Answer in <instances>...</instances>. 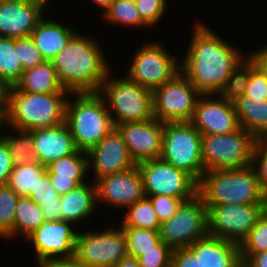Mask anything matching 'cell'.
Instances as JSON below:
<instances>
[{
  "label": "cell",
  "mask_w": 267,
  "mask_h": 267,
  "mask_svg": "<svg viewBox=\"0 0 267 267\" xmlns=\"http://www.w3.org/2000/svg\"><path fill=\"white\" fill-rule=\"evenodd\" d=\"M65 123L78 150L88 152L114 128L105 99L99 92L70 93Z\"/></svg>",
  "instance_id": "5b68a950"
},
{
  "label": "cell",
  "mask_w": 267,
  "mask_h": 267,
  "mask_svg": "<svg viewBox=\"0 0 267 267\" xmlns=\"http://www.w3.org/2000/svg\"><path fill=\"white\" fill-rule=\"evenodd\" d=\"M44 221L45 218L41 207L29 196H20L15 209L12 240L16 241L18 240L17 238L20 237L23 238L21 240H25L29 235L35 232Z\"/></svg>",
  "instance_id": "4316f807"
},
{
  "label": "cell",
  "mask_w": 267,
  "mask_h": 267,
  "mask_svg": "<svg viewBox=\"0 0 267 267\" xmlns=\"http://www.w3.org/2000/svg\"><path fill=\"white\" fill-rule=\"evenodd\" d=\"M29 132L33 137L37 161L45 167L61 157L78 151L70 128L66 123L34 129Z\"/></svg>",
  "instance_id": "44dd1931"
},
{
  "label": "cell",
  "mask_w": 267,
  "mask_h": 267,
  "mask_svg": "<svg viewBox=\"0 0 267 267\" xmlns=\"http://www.w3.org/2000/svg\"><path fill=\"white\" fill-rule=\"evenodd\" d=\"M114 267H141L138 259L132 256H127L121 259Z\"/></svg>",
  "instance_id": "f5cc1de1"
},
{
  "label": "cell",
  "mask_w": 267,
  "mask_h": 267,
  "mask_svg": "<svg viewBox=\"0 0 267 267\" xmlns=\"http://www.w3.org/2000/svg\"><path fill=\"white\" fill-rule=\"evenodd\" d=\"M46 167L38 161L16 165L13 167L7 185L19 196H28L35 189Z\"/></svg>",
  "instance_id": "1f68e13d"
},
{
  "label": "cell",
  "mask_w": 267,
  "mask_h": 267,
  "mask_svg": "<svg viewBox=\"0 0 267 267\" xmlns=\"http://www.w3.org/2000/svg\"><path fill=\"white\" fill-rule=\"evenodd\" d=\"M90 35L78 31L52 59L60 84L70 93L99 92L112 69L104 46Z\"/></svg>",
  "instance_id": "7a4b0ae2"
},
{
  "label": "cell",
  "mask_w": 267,
  "mask_h": 267,
  "mask_svg": "<svg viewBox=\"0 0 267 267\" xmlns=\"http://www.w3.org/2000/svg\"><path fill=\"white\" fill-rule=\"evenodd\" d=\"M120 217L118 225L121 227L142 228L159 230L161 222L153 209L152 203L147 196L128 206ZM123 218V219H121Z\"/></svg>",
  "instance_id": "f1b7e54d"
},
{
  "label": "cell",
  "mask_w": 267,
  "mask_h": 267,
  "mask_svg": "<svg viewBox=\"0 0 267 267\" xmlns=\"http://www.w3.org/2000/svg\"><path fill=\"white\" fill-rule=\"evenodd\" d=\"M147 197L150 199L160 222L171 218L183 202L182 199L168 195H151Z\"/></svg>",
  "instance_id": "7bdbcfd3"
},
{
  "label": "cell",
  "mask_w": 267,
  "mask_h": 267,
  "mask_svg": "<svg viewBox=\"0 0 267 267\" xmlns=\"http://www.w3.org/2000/svg\"><path fill=\"white\" fill-rule=\"evenodd\" d=\"M47 174H57V177L89 178L87 152H77L61 157L46 166Z\"/></svg>",
  "instance_id": "d6a6232c"
},
{
  "label": "cell",
  "mask_w": 267,
  "mask_h": 267,
  "mask_svg": "<svg viewBox=\"0 0 267 267\" xmlns=\"http://www.w3.org/2000/svg\"><path fill=\"white\" fill-rule=\"evenodd\" d=\"M190 123L201 134H226L240 128L234 103L219 94L200 95Z\"/></svg>",
  "instance_id": "ac0fdd59"
},
{
  "label": "cell",
  "mask_w": 267,
  "mask_h": 267,
  "mask_svg": "<svg viewBox=\"0 0 267 267\" xmlns=\"http://www.w3.org/2000/svg\"><path fill=\"white\" fill-rule=\"evenodd\" d=\"M14 165L10 156L8 146L2 139L0 141V185L8 183Z\"/></svg>",
  "instance_id": "7dc6e473"
},
{
  "label": "cell",
  "mask_w": 267,
  "mask_h": 267,
  "mask_svg": "<svg viewBox=\"0 0 267 267\" xmlns=\"http://www.w3.org/2000/svg\"><path fill=\"white\" fill-rule=\"evenodd\" d=\"M8 88L0 81V112H6Z\"/></svg>",
  "instance_id": "11a10c76"
},
{
  "label": "cell",
  "mask_w": 267,
  "mask_h": 267,
  "mask_svg": "<svg viewBox=\"0 0 267 267\" xmlns=\"http://www.w3.org/2000/svg\"><path fill=\"white\" fill-rule=\"evenodd\" d=\"M75 227L71 222L63 220L44 221L29 235L25 241L32 245L35 265L41 267L51 260L74 258L79 230Z\"/></svg>",
  "instance_id": "9a60e30c"
},
{
  "label": "cell",
  "mask_w": 267,
  "mask_h": 267,
  "mask_svg": "<svg viewBox=\"0 0 267 267\" xmlns=\"http://www.w3.org/2000/svg\"><path fill=\"white\" fill-rule=\"evenodd\" d=\"M112 26H122L125 28L149 29L142 21L139 10L134 0H115L110 7L100 16V20Z\"/></svg>",
  "instance_id": "f546056e"
},
{
  "label": "cell",
  "mask_w": 267,
  "mask_h": 267,
  "mask_svg": "<svg viewBox=\"0 0 267 267\" xmlns=\"http://www.w3.org/2000/svg\"><path fill=\"white\" fill-rule=\"evenodd\" d=\"M172 249L160 240L154 249H150L138 257L141 267H171Z\"/></svg>",
  "instance_id": "f35d334b"
},
{
  "label": "cell",
  "mask_w": 267,
  "mask_h": 267,
  "mask_svg": "<svg viewBox=\"0 0 267 267\" xmlns=\"http://www.w3.org/2000/svg\"><path fill=\"white\" fill-rule=\"evenodd\" d=\"M171 267H204V265L189 247H185L172 251Z\"/></svg>",
  "instance_id": "f6af8a7d"
},
{
  "label": "cell",
  "mask_w": 267,
  "mask_h": 267,
  "mask_svg": "<svg viewBox=\"0 0 267 267\" xmlns=\"http://www.w3.org/2000/svg\"><path fill=\"white\" fill-rule=\"evenodd\" d=\"M250 78V59L247 58L230 75L226 85L219 95L230 102L236 101L246 93V88Z\"/></svg>",
  "instance_id": "8d00e7d4"
},
{
  "label": "cell",
  "mask_w": 267,
  "mask_h": 267,
  "mask_svg": "<svg viewBox=\"0 0 267 267\" xmlns=\"http://www.w3.org/2000/svg\"><path fill=\"white\" fill-rule=\"evenodd\" d=\"M28 196L37 204L56 202V198H60L47 173L42 176L35 189H32Z\"/></svg>",
  "instance_id": "ee69618b"
},
{
  "label": "cell",
  "mask_w": 267,
  "mask_h": 267,
  "mask_svg": "<svg viewBox=\"0 0 267 267\" xmlns=\"http://www.w3.org/2000/svg\"><path fill=\"white\" fill-rule=\"evenodd\" d=\"M151 40L136 47L129 65L126 64L129 68L122 76L154 91L180 71V55H172L162 41Z\"/></svg>",
  "instance_id": "52a82bcc"
},
{
  "label": "cell",
  "mask_w": 267,
  "mask_h": 267,
  "mask_svg": "<svg viewBox=\"0 0 267 267\" xmlns=\"http://www.w3.org/2000/svg\"><path fill=\"white\" fill-rule=\"evenodd\" d=\"M60 204L61 220L71 222L76 228L79 226L78 229H81V226L89 227L85 223L88 224L92 218L95 219L93 216L98 215L96 212L99 210L95 182L87 181L60 196Z\"/></svg>",
  "instance_id": "7402d4cb"
},
{
  "label": "cell",
  "mask_w": 267,
  "mask_h": 267,
  "mask_svg": "<svg viewBox=\"0 0 267 267\" xmlns=\"http://www.w3.org/2000/svg\"><path fill=\"white\" fill-rule=\"evenodd\" d=\"M89 1V3L91 4H95L94 6L100 9H98V11L100 12L101 10V15L102 16L103 13L110 7V5L115 1V0H87Z\"/></svg>",
  "instance_id": "db71d44e"
},
{
  "label": "cell",
  "mask_w": 267,
  "mask_h": 267,
  "mask_svg": "<svg viewBox=\"0 0 267 267\" xmlns=\"http://www.w3.org/2000/svg\"><path fill=\"white\" fill-rule=\"evenodd\" d=\"M142 21L153 28L166 17L169 0H134Z\"/></svg>",
  "instance_id": "74e56055"
},
{
  "label": "cell",
  "mask_w": 267,
  "mask_h": 267,
  "mask_svg": "<svg viewBox=\"0 0 267 267\" xmlns=\"http://www.w3.org/2000/svg\"><path fill=\"white\" fill-rule=\"evenodd\" d=\"M19 197L7 184L0 185V241L12 240L15 209Z\"/></svg>",
  "instance_id": "836d02e7"
},
{
  "label": "cell",
  "mask_w": 267,
  "mask_h": 267,
  "mask_svg": "<svg viewBox=\"0 0 267 267\" xmlns=\"http://www.w3.org/2000/svg\"><path fill=\"white\" fill-rule=\"evenodd\" d=\"M206 206L208 234L239 245L267 209V204H224Z\"/></svg>",
  "instance_id": "4fadbf2b"
},
{
  "label": "cell",
  "mask_w": 267,
  "mask_h": 267,
  "mask_svg": "<svg viewBox=\"0 0 267 267\" xmlns=\"http://www.w3.org/2000/svg\"><path fill=\"white\" fill-rule=\"evenodd\" d=\"M41 267H89L79 262L75 257L68 259H55L46 262Z\"/></svg>",
  "instance_id": "816d5d0a"
},
{
  "label": "cell",
  "mask_w": 267,
  "mask_h": 267,
  "mask_svg": "<svg viewBox=\"0 0 267 267\" xmlns=\"http://www.w3.org/2000/svg\"><path fill=\"white\" fill-rule=\"evenodd\" d=\"M48 176L59 196L67 194L88 179L90 181V178L57 177V174H48Z\"/></svg>",
  "instance_id": "bcb514c9"
},
{
  "label": "cell",
  "mask_w": 267,
  "mask_h": 267,
  "mask_svg": "<svg viewBox=\"0 0 267 267\" xmlns=\"http://www.w3.org/2000/svg\"><path fill=\"white\" fill-rule=\"evenodd\" d=\"M107 73L99 93L105 99L114 126L122 123L143 122L154 118L153 91L140 86L126 75Z\"/></svg>",
  "instance_id": "8992f818"
},
{
  "label": "cell",
  "mask_w": 267,
  "mask_h": 267,
  "mask_svg": "<svg viewBox=\"0 0 267 267\" xmlns=\"http://www.w3.org/2000/svg\"><path fill=\"white\" fill-rule=\"evenodd\" d=\"M201 94L179 71L153 91L154 118L160 122H190Z\"/></svg>",
  "instance_id": "7c38bea8"
},
{
  "label": "cell",
  "mask_w": 267,
  "mask_h": 267,
  "mask_svg": "<svg viewBox=\"0 0 267 267\" xmlns=\"http://www.w3.org/2000/svg\"><path fill=\"white\" fill-rule=\"evenodd\" d=\"M38 205L41 207L45 221L61 220L60 198H56V202H40Z\"/></svg>",
  "instance_id": "681fc988"
},
{
  "label": "cell",
  "mask_w": 267,
  "mask_h": 267,
  "mask_svg": "<svg viewBox=\"0 0 267 267\" xmlns=\"http://www.w3.org/2000/svg\"><path fill=\"white\" fill-rule=\"evenodd\" d=\"M95 184L98 207L104 204L107 206L106 210L112 207L113 210L123 212L128 206L145 196L137 165L123 172L103 176L97 179Z\"/></svg>",
  "instance_id": "2e32d148"
},
{
  "label": "cell",
  "mask_w": 267,
  "mask_h": 267,
  "mask_svg": "<svg viewBox=\"0 0 267 267\" xmlns=\"http://www.w3.org/2000/svg\"><path fill=\"white\" fill-rule=\"evenodd\" d=\"M246 97L253 101L267 100V79L250 60V78L246 88Z\"/></svg>",
  "instance_id": "b9f144b4"
},
{
  "label": "cell",
  "mask_w": 267,
  "mask_h": 267,
  "mask_svg": "<svg viewBox=\"0 0 267 267\" xmlns=\"http://www.w3.org/2000/svg\"><path fill=\"white\" fill-rule=\"evenodd\" d=\"M6 130L7 132H3V140L8 146L13 165L37 161L32 134L29 131L17 130L8 126H6Z\"/></svg>",
  "instance_id": "4dcf8cb0"
},
{
  "label": "cell",
  "mask_w": 267,
  "mask_h": 267,
  "mask_svg": "<svg viewBox=\"0 0 267 267\" xmlns=\"http://www.w3.org/2000/svg\"><path fill=\"white\" fill-rule=\"evenodd\" d=\"M242 267H267V250L252 254Z\"/></svg>",
  "instance_id": "f907efd6"
},
{
  "label": "cell",
  "mask_w": 267,
  "mask_h": 267,
  "mask_svg": "<svg viewBox=\"0 0 267 267\" xmlns=\"http://www.w3.org/2000/svg\"><path fill=\"white\" fill-rule=\"evenodd\" d=\"M127 240L128 255L138 258L146 251L154 249L160 240L159 230L122 227Z\"/></svg>",
  "instance_id": "e575fe53"
},
{
  "label": "cell",
  "mask_w": 267,
  "mask_h": 267,
  "mask_svg": "<svg viewBox=\"0 0 267 267\" xmlns=\"http://www.w3.org/2000/svg\"><path fill=\"white\" fill-rule=\"evenodd\" d=\"M252 165L256 169L260 188L267 198V136L255 138Z\"/></svg>",
  "instance_id": "ab89813d"
},
{
  "label": "cell",
  "mask_w": 267,
  "mask_h": 267,
  "mask_svg": "<svg viewBox=\"0 0 267 267\" xmlns=\"http://www.w3.org/2000/svg\"><path fill=\"white\" fill-rule=\"evenodd\" d=\"M14 88L18 91L36 94L70 93L60 84L53 60L47 59L40 65L26 69Z\"/></svg>",
  "instance_id": "d4e9b609"
},
{
  "label": "cell",
  "mask_w": 267,
  "mask_h": 267,
  "mask_svg": "<svg viewBox=\"0 0 267 267\" xmlns=\"http://www.w3.org/2000/svg\"><path fill=\"white\" fill-rule=\"evenodd\" d=\"M239 126L255 138L267 136V100L253 101L242 96L233 102Z\"/></svg>",
  "instance_id": "484cf974"
},
{
  "label": "cell",
  "mask_w": 267,
  "mask_h": 267,
  "mask_svg": "<svg viewBox=\"0 0 267 267\" xmlns=\"http://www.w3.org/2000/svg\"><path fill=\"white\" fill-rule=\"evenodd\" d=\"M23 69L18 58V38L0 37V81L7 87H14Z\"/></svg>",
  "instance_id": "83f0119b"
},
{
  "label": "cell",
  "mask_w": 267,
  "mask_h": 267,
  "mask_svg": "<svg viewBox=\"0 0 267 267\" xmlns=\"http://www.w3.org/2000/svg\"><path fill=\"white\" fill-rule=\"evenodd\" d=\"M70 93L36 94L7 90L6 123L8 127L32 131L65 123L66 103Z\"/></svg>",
  "instance_id": "277c9868"
},
{
  "label": "cell",
  "mask_w": 267,
  "mask_h": 267,
  "mask_svg": "<svg viewBox=\"0 0 267 267\" xmlns=\"http://www.w3.org/2000/svg\"><path fill=\"white\" fill-rule=\"evenodd\" d=\"M255 137L240 127L226 134H202L204 172L252 165Z\"/></svg>",
  "instance_id": "9c48e42d"
},
{
  "label": "cell",
  "mask_w": 267,
  "mask_h": 267,
  "mask_svg": "<svg viewBox=\"0 0 267 267\" xmlns=\"http://www.w3.org/2000/svg\"><path fill=\"white\" fill-rule=\"evenodd\" d=\"M204 267H242L237 243L207 235L189 247Z\"/></svg>",
  "instance_id": "cb8c5ba5"
},
{
  "label": "cell",
  "mask_w": 267,
  "mask_h": 267,
  "mask_svg": "<svg viewBox=\"0 0 267 267\" xmlns=\"http://www.w3.org/2000/svg\"><path fill=\"white\" fill-rule=\"evenodd\" d=\"M50 18L48 15L46 17L44 15L30 35L43 57L47 60H52L60 53L79 30L72 23L66 25L53 17V20Z\"/></svg>",
  "instance_id": "603a6c76"
},
{
  "label": "cell",
  "mask_w": 267,
  "mask_h": 267,
  "mask_svg": "<svg viewBox=\"0 0 267 267\" xmlns=\"http://www.w3.org/2000/svg\"><path fill=\"white\" fill-rule=\"evenodd\" d=\"M248 58L267 79V43L262 47L247 49Z\"/></svg>",
  "instance_id": "c3c4849f"
},
{
  "label": "cell",
  "mask_w": 267,
  "mask_h": 267,
  "mask_svg": "<svg viewBox=\"0 0 267 267\" xmlns=\"http://www.w3.org/2000/svg\"><path fill=\"white\" fill-rule=\"evenodd\" d=\"M239 246L242 264L252 254L267 250V209Z\"/></svg>",
  "instance_id": "d590c367"
},
{
  "label": "cell",
  "mask_w": 267,
  "mask_h": 267,
  "mask_svg": "<svg viewBox=\"0 0 267 267\" xmlns=\"http://www.w3.org/2000/svg\"><path fill=\"white\" fill-rule=\"evenodd\" d=\"M106 225L108 227L102 230H93L94 227L91 231L86 227L78 230L74 257L79 262L89 267H114L128 256L123 228L120 225Z\"/></svg>",
  "instance_id": "30bf717a"
},
{
  "label": "cell",
  "mask_w": 267,
  "mask_h": 267,
  "mask_svg": "<svg viewBox=\"0 0 267 267\" xmlns=\"http://www.w3.org/2000/svg\"><path fill=\"white\" fill-rule=\"evenodd\" d=\"M201 139L202 134L190 122H165L160 158L199 182L204 173Z\"/></svg>",
  "instance_id": "ba28073f"
},
{
  "label": "cell",
  "mask_w": 267,
  "mask_h": 267,
  "mask_svg": "<svg viewBox=\"0 0 267 267\" xmlns=\"http://www.w3.org/2000/svg\"><path fill=\"white\" fill-rule=\"evenodd\" d=\"M87 156L88 173L93 175L90 180L94 182L103 176L123 172L137 165L116 128L92 147Z\"/></svg>",
  "instance_id": "e0dca14e"
},
{
  "label": "cell",
  "mask_w": 267,
  "mask_h": 267,
  "mask_svg": "<svg viewBox=\"0 0 267 267\" xmlns=\"http://www.w3.org/2000/svg\"><path fill=\"white\" fill-rule=\"evenodd\" d=\"M18 58L24 70L40 65L45 60L30 36L18 38Z\"/></svg>",
  "instance_id": "60d3db41"
},
{
  "label": "cell",
  "mask_w": 267,
  "mask_h": 267,
  "mask_svg": "<svg viewBox=\"0 0 267 267\" xmlns=\"http://www.w3.org/2000/svg\"><path fill=\"white\" fill-rule=\"evenodd\" d=\"M122 135L129 153L136 164L160 158L163 142V122L149 121L122 123L115 127Z\"/></svg>",
  "instance_id": "ffe728a7"
},
{
  "label": "cell",
  "mask_w": 267,
  "mask_h": 267,
  "mask_svg": "<svg viewBox=\"0 0 267 267\" xmlns=\"http://www.w3.org/2000/svg\"><path fill=\"white\" fill-rule=\"evenodd\" d=\"M5 113L6 112H0V141L3 139V132L6 131L7 126Z\"/></svg>",
  "instance_id": "9f6ffc18"
},
{
  "label": "cell",
  "mask_w": 267,
  "mask_h": 267,
  "mask_svg": "<svg viewBox=\"0 0 267 267\" xmlns=\"http://www.w3.org/2000/svg\"><path fill=\"white\" fill-rule=\"evenodd\" d=\"M161 240L172 250L190 247L208 235L207 206L199 194L183 201L176 213L161 222Z\"/></svg>",
  "instance_id": "8fae6325"
},
{
  "label": "cell",
  "mask_w": 267,
  "mask_h": 267,
  "mask_svg": "<svg viewBox=\"0 0 267 267\" xmlns=\"http://www.w3.org/2000/svg\"><path fill=\"white\" fill-rule=\"evenodd\" d=\"M137 167L145 196L168 195L186 201L198 194V182L191 175L161 158L142 161Z\"/></svg>",
  "instance_id": "5bb4252c"
},
{
  "label": "cell",
  "mask_w": 267,
  "mask_h": 267,
  "mask_svg": "<svg viewBox=\"0 0 267 267\" xmlns=\"http://www.w3.org/2000/svg\"><path fill=\"white\" fill-rule=\"evenodd\" d=\"M52 0H5L0 4V37L31 35ZM45 11V12H44Z\"/></svg>",
  "instance_id": "d6986e66"
},
{
  "label": "cell",
  "mask_w": 267,
  "mask_h": 267,
  "mask_svg": "<svg viewBox=\"0 0 267 267\" xmlns=\"http://www.w3.org/2000/svg\"><path fill=\"white\" fill-rule=\"evenodd\" d=\"M198 194L206 205L267 204L253 165L205 171L198 182Z\"/></svg>",
  "instance_id": "3957f363"
},
{
  "label": "cell",
  "mask_w": 267,
  "mask_h": 267,
  "mask_svg": "<svg viewBox=\"0 0 267 267\" xmlns=\"http://www.w3.org/2000/svg\"><path fill=\"white\" fill-rule=\"evenodd\" d=\"M191 27L190 43L179 57L180 71L201 95L219 94L248 53L232 45L227 37L221 38L202 20H195Z\"/></svg>",
  "instance_id": "6da1fadb"
}]
</instances>
